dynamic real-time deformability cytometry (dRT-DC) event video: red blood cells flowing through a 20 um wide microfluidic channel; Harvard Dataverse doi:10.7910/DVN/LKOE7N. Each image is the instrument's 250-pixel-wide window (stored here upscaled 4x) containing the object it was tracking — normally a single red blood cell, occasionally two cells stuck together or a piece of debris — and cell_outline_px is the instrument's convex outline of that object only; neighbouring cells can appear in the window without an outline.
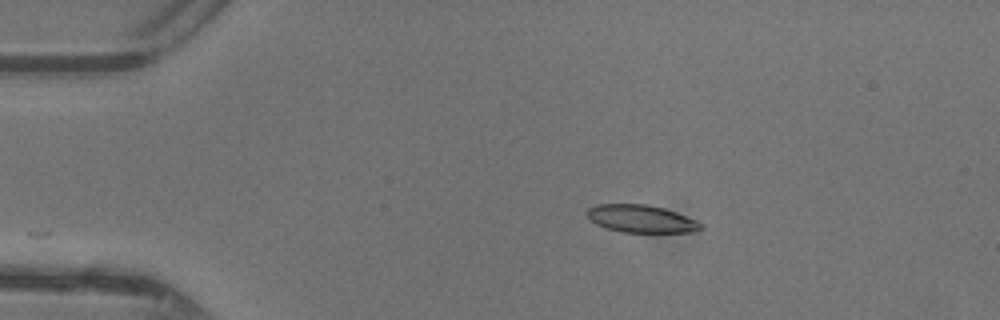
{"species": "common noctule bat (a hibernating species)", "species_latin": "Nyctalus noctula", "temperature_condition": "warm", "stored_images_in_passage": 27, "camera_frame_rate_fps": 3000, "um_per_image_px": 0.085, "animal": {"sex": "female"}, "frame": {"image": 1, "passage_image": 1, "time_ms": 0.0, "image_size_px": [1000, 320], "cell_outline_px": [[700, 228], [696, 232], [624, 232], [608, 228], [596, 224], [584, 212], [588, 208], [596, 204], [644, 204], [664, 208], [676, 212], [696, 220], [700, 224]], "centroid_in_image_um": [54.46, 18.58], "position_along_channel_um": 30.5, "area_um2": 18.09}}
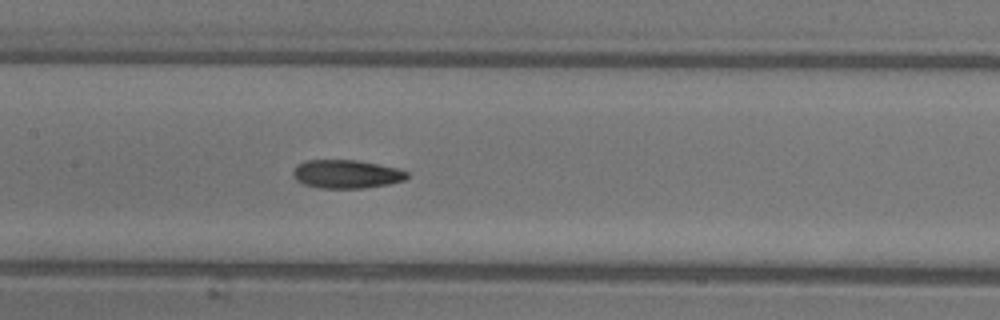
{"frame": {"image": 2, "passage_image": 15, "time_ms": 4.667, "image_size_px": [1000, 320], "cell_outline_px": [[408, 176], [404, 180], [388, 184], [364, 188], [324, 188], [304, 184], [296, 180], [292, 176], [292, 172], [300, 164], [308, 160], [356, 160], [400, 168], [408, 172]], "centroid_in_image_um": [29.48, 14.79], "position_along_channel_um": 177.9, "area_um2": 18.79}}
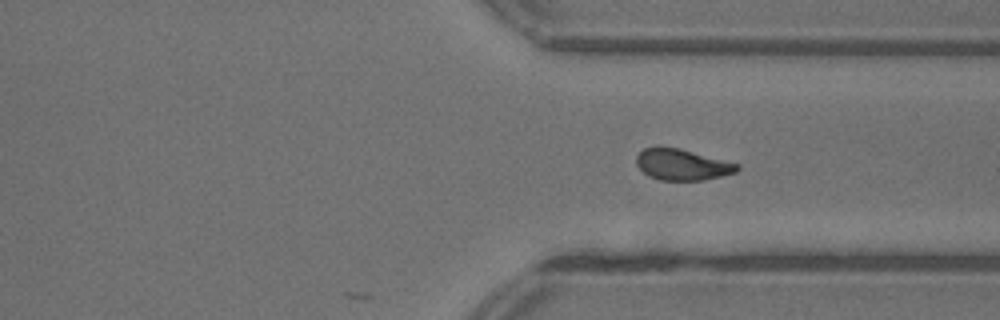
{"frame": {"image": 3, "passage_image": 27, "time_ms": 8.667, "image_size_px": [1000, 320], "cell_outline_px": [[740, 168], [736, 172], [704, 180], [660, 180], [648, 176], [636, 164], [636, 156], [644, 148], [656, 144], [660, 144], [680, 148], [740, 164]], "centroid_in_image_um": [57.95, 13.95], "position_along_channel_um": 353.5, "area_um2": 18.67}}